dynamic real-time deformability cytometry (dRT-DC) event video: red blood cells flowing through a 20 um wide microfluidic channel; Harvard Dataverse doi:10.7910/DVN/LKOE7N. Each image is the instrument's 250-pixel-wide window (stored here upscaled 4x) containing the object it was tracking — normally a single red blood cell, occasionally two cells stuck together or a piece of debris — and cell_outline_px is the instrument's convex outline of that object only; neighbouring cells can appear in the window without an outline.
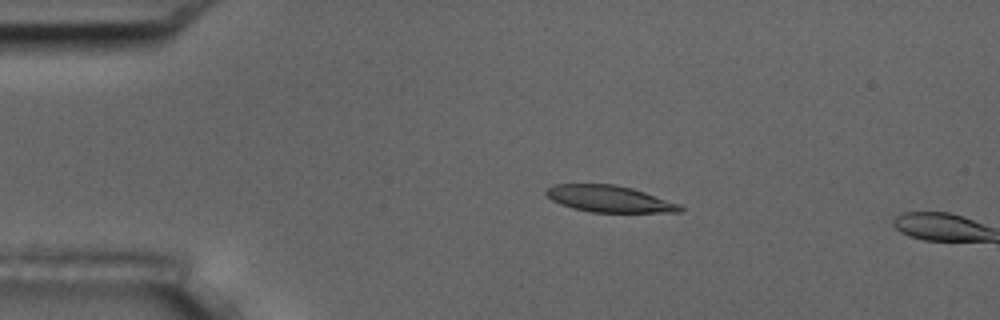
{"species": "common noctule bat (a hibernating species)", "species_latin": "Nyctalus noctula", "temperature_condition": "room temperature", "stored_images_in_passage": 4, "camera_frame_rate_fps": 3000, "um_per_image_px": 0.085, "animal": {"sex": "male", "body_mass_g": 17.5, "forearm_length_mm": 52.3}, "frame": {"image": 1, "passage_image": 3, "time_ms": 2.333, "image_size_px": [1000, 320], "cell_outline_px": [[684, 208], [680, 212], [592, 212], [572, 208], [560, 204], [552, 200], [544, 192], [552, 184], [612, 184], [632, 188], [680, 204]], "centroid_in_image_um": [51.77, 16.9], "position_along_channel_um": 33.2, "area_um2": 20.63}}